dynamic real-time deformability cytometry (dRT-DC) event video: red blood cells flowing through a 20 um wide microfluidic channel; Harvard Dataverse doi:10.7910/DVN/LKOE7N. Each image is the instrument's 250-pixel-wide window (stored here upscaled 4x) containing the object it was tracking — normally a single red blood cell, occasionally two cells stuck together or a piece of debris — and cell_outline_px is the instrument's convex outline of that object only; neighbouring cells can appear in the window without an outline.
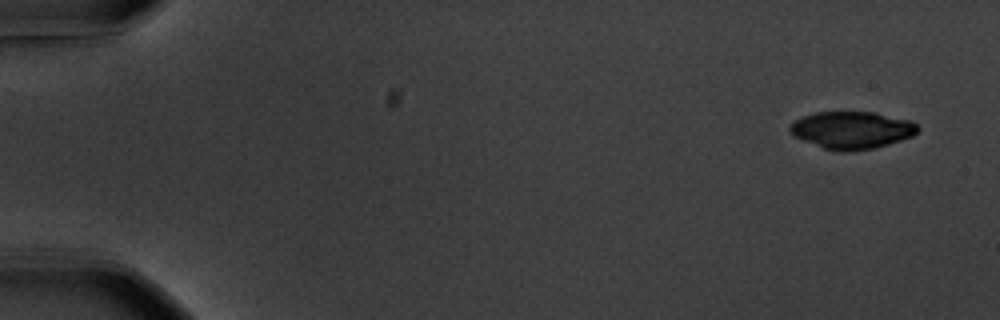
{"species": "common noctule bat (a hibernating species)", "species_latin": "Nyctalus noctula", "temperature_condition": "warm", "stored_images_in_passage": 53, "camera_frame_rate_fps": 3000, "um_per_image_px": 0.085, "animal": {"sex": "male", "body_mass_g": 20.1, "forearm_length_mm": 53.5}, "frame": {"image": 1, "passage_image": 1, "time_ms": 0.0, "image_size_px": [1000, 320], "cell_outline_px": [[920, 128], [912, 136], [888, 144], [872, 148], [844, 152], [840, 152], [824, 148], [792, 136], [788, 128], [796, 120], [812, 112], [876, 112], [912, 120]], "centroid_in_image_um": [72.41, 11.04], "position_along_channel_um": 12.6, "area_um2": 27.8}}